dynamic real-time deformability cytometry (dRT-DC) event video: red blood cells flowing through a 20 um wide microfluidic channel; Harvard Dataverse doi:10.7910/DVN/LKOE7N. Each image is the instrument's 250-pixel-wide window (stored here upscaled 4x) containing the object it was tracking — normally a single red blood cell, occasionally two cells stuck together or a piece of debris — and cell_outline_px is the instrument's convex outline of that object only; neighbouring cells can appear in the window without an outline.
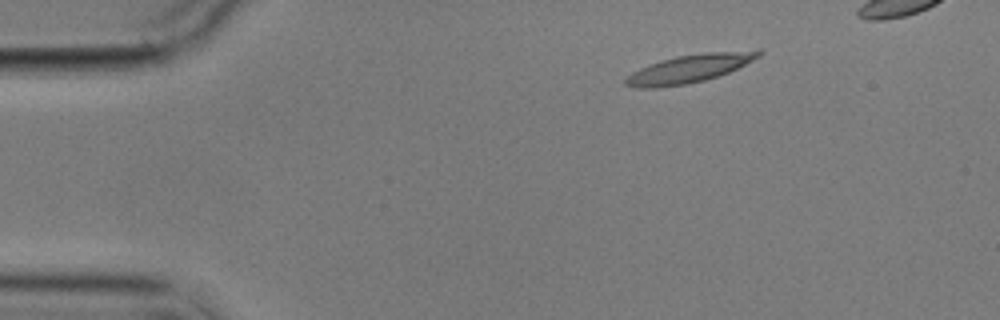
{"species": "common noctule bat (a hibernating species)", "species_latin": "Nyctalus noctula", "temperature_condition": "cold", "stored_images_in_passage": 6, "camera_frame_rate_fps": 3000, "um_per_image_px": 0.085, "animal": {"sex": "male", "body_mass_g": 17.9}, "frame": {"image": 1, "passage_image": 1, "time_ms": 0.0, "image_size_px": [1000, 320], "cell_outline_px": [[764, 52], [760, 56], [728, 72], [704, 80], [684, 84], [656, 88], [632, 88], [624, 84], [624, 80], [632, 72], [648, 64], [676, 56], [704, 52], [760, 48]], "centroid_in_image_um": [58.63, 5.8], "position_along_channel_um": 26.4, "area_um2": 22.02}}
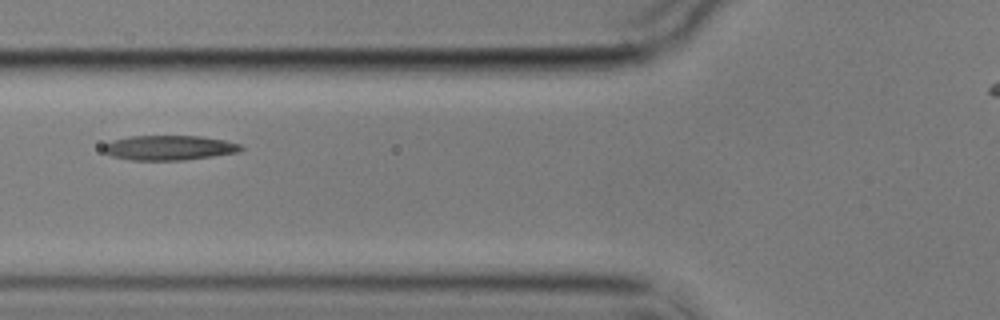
{"frame": {"image": 2, "passage_image": 5, "time_ms": 4.333, "image_size_px": [1000, 320], "cell_outline_px": [[244, 148], [240, 152], [184, 160], [132, 160], [112, 156], [104, 152], [100, 148], [104, 144], [112, 140], [132, 136], [200, 136], [224, 140], [240, 144]], "centroid_in_image_um": [14.36, 12.56], "position_along_channel_um": 111.4, "area_um2": 19.88}}
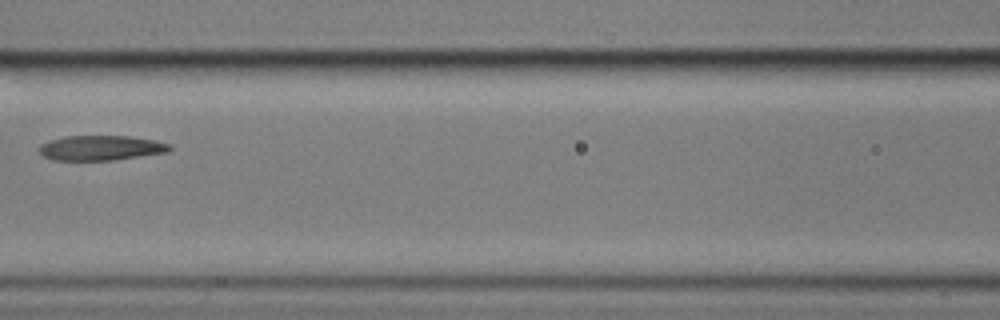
{"frame": {"image": 3, "passage_image": 6, "time_ms": 5.667, "image_size_px": [1000, 320], "cell_outline_px": [[172, 152], [112, 160], [52, 160], [44, 156], [40, 152], [40, 144], [48, 140], [64, 136], [128, 136], [156, 140], [168, 144], [172, 148]], "centroid_in_image_um": [8.6, 12.57], "position_along_channel_um": 158.0, "area_um2": 19.07}}